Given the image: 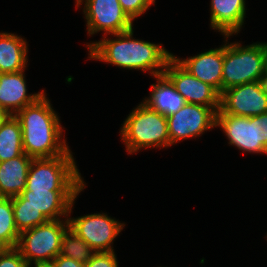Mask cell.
Returning a JSON list of instances; mask_svg holds the SVG:
<instances>
[{"instance_id": "cell-29", "label": "cell", "mask_w": 267, "mask_h": 267, "mask_svg": "<svg viewBox=\"0 0 267 267\" xmlns=\"http://www.w3.org/2000/svg\"><path fill=\"white\" fill-rule=\"evenodd\" d=\"M34 266L35 267H56L53 260L34 263Z\"/></svg>"}, {"instance_id": "cell-2", "label": "cell", "mask_w": 267, "mask_h": 267, "mask_svg": "<svg viewBox=\"0 0 267 267\" xmlns=\"http://www.w3.org/2000/svg\"><path fill=\"white\" fill-rule=\"evenodd\" d=\"M22 129L23 150L33 159L64 155L69 146L62 140L63 127L44 92L34 103L15 114Z\"/></svg>"}, {"instance_id": "cell-1", "label": "cell", "mask_w": 267, "mask_h": 267, "mask_svg": "<svg viewBox=\"0 0 267 267\" xmlns=\"http://www.w3.org/2000/svg\"><path fill=\"white\" fill-rule=\"evenodd\" d=\"M133 28L129 31L111 34L116 37L87 43L89 57L120 68L149 71L152 76L163 74L173 54L162 45L133 39Z\"/></svg>"}, {"instance_id": "cell-16", "label": "cell", "mask_w": 267, "mask_h": 267, "mask_svg": "<svg viewBox=\"0 0 267 267\" xmlns=\"http://www.w3.org/2000/svg\"><path fill=\"white\" fill-rule=\"evenodd\" d=\"M210 25L223 36L240 32L246 15L245 0H211Z\"/></svg>"}, {"instance_id": "cell-3", "label": "cell", "mask_w": 267, "mask_h": 267, "mask_svg": "<svg viewBox=\"0 0 267 267\" xmlns=\"http://www.w3.org/2000/svg\"><path fill=\"white\" fill-rule=\"evenodd\" d=\"M121 140L129 154L141 148H161L171 146L167 117L141 102L121 124Z\"/></svg>"}, {"instance_id": "cell-30", "label": "cell", "mask_w": 267, "mask_h": 267, "mask_svg": "<svg viewBox=\"0 0 267 267\" xmlns=\"http://www.w3.org/2000/svg\"><path fill=\"white\" fill-rule=\"evenodd\" d=\"M262 81L267 88V43H266V55H265V60H264V76H263Z\"/></svg>"}, {"instance_id": "cell-20", "label": "cell", "mask_w": 267, "mask_h": 267, "mask_svg": "<svg viewBox=\"0 0 267 267\" xmlns=\"http://www.w3.org/2000/svg\"><path fill=\"white\" fill-rule=\"evenodd\" d=\"M22 129L15 115H8L0 125V162L23 155Z\"/></svg>"}, {"instance_id": "cell-18", "label": "cell", "mask_w": 267, "mask_h": 267, "mask_svg": "<svg viewBox=\"0 0 267 267\" xmlns=\"http://www.w3.org/2000/svg\"><path fill=\"white\" fill-rule=\"evenodd\" d=\"M155 78L157 82L151 85L150 96L145 98L143 103L168 117L178 112L186 104V101L164 74L156 75Z\"/></svg>"}, {"instance_id": "cell-5", "label": "cell", "mask_w": 267, "mask_h": 267, "mask_svg": "<svg viewBox=\"0 0 267 267\" xmlns=\"http://www.w3.org/2000/svg\"><path fill=\"white\" fill-rule=\"evenodd\" d=\"M224 38L222 91L237 85L262 81L266 42L243 46L239 42L226 43L228 37Z\"/></svg>"}, {"instance_id": "cell-31", "label": "cell", "mask_w": 267, "mask_h": 267, "mask_svg": "<svg viewBox=\"0 0 267 267\" xmlns=\"http://www.w3.org/2000/svg\"><path fill=\"white\" fill-rule=\"evenodd\" d=\"M8 114L0 107V125L7 118Z\"/></svg>"}, {"instance_id": "cell-27", "label": "cell", "mask_w": 267, "mask_h": 267, "mask_svg": "<svg viewBox=\"0 0 267 267\" xmlns=\"http://www.w3.org/2000/svg\"><path fill=\"white\" fill-rule=\"evenodd\" d=\"M53 261L56 267H86L85 263L78 262L60 254Z\"/></svg>"}, {"instance_id": "cell-24", "label": "cell", "mask_w": 267, "mask_h": 267, "mask_svg": "<svg viewBox=\"0 0 267 267\" xmlns=\"http://www.w3.org/2000/svg\"><path fill=\"white\" fill-rule=\"evenodd\" d=\"M126 14L134 21L144 14L155 0H118Z\"/></svg>"}, {"instance_id": "cell-12", "label": "cell", "mask_w": 267, "mask_h": 267, "mask_svg": "<svg viewBox=\"0 0 267 267\" xmlns=\"http://www.w3.org/2000/svg\"><path fill=\"white\" fill-rule=\"evenodd\" d=\"M226 134L229 144L249 153L267 154V149L260 142L259 118L241 117L231 114L216 113V127Z\"/></svg>"}, {"instance_id": "cell-26", "label": "cell", "mask_w": 267, "mask_h": 267, "mask_svg": "<svg viewBox=\"0 0 267 267\" xmlns=\"http://www.w3.org/2000/svg\"><path fill=\"white\" fill-rule=\"evenodd\" d=\"M86 267H118L115 252H95Z\"/></svg>"}, {"instance_id": "cell-14", "label": "cell", "mask_w": 267, "mask_h": 267, "mask_svg": "<svg viewBox=\"0 0 267 267\" xmlns=\"http://www.w3.org/2000/svg\"><path fill=\"white\" fill-rule=\"evenodd\" d=\"M173 57L191 75L222 92L224 45L183 60L175 55Z\"/></svg>"}, {"instance_id": "cell-4", "label": "cell", "mask_w": 267, "mask_h": 267, "mask_svg": "<svg viewBox=\"0 0 267 267\" xmlns=\"http://www.w3.org/2000/svg\"><path fill=\"white\" fill-rule=\"evenodd\" d=\"M85 186L69 149L57 157L33 159L24 190H84Z\"/></svg>"}, {"instance_id": "cell-9", "label": "cell", "mask_w": 267, "mask_h": 267, "mask_svg": "<svg viewBox=\"0 0 267 267\" xmlns=\"http://www.w3.org/2000/svg\"><path fill=\"white\" fill-rule=\"evenodd\" d=\"M219 114L253 117L267 113V88L256 81L228 88L220 93Z\"/></svg>"}, {"instance_id": "cell-21", "label": "cell", "mask_w": 267, "mask_h": 267, "mask_svg": "<svg viewBox=\"0 0 267 267\" xmlns=\"http://www.w3.org/2000/svg\"><path fill=\"white\" fill-rule=\"evenodd\" d=\"M12 207L15 225L19 233L48 221L40 210L26 203V199L21 194L12 197Z\"/></svg>"}, {"instance_id": "cell-28", "label": "cell", "mask_w": 267, "mask_h": 267, "mask_svg": "<svg viewBox=\"0 0 267 267\" xmlns=\"http://www.w3.org/2000/svg\"><path fill=\"white\" fill-rule=\"evenodd\" d=\"M259 118L260 142L267 149V113L257 116Z\"/></svg>"}, {"instance_id": "cell-8", "label": "cell", "mask_w": 267, "mask_h": 267, "mask_svg": "<svg viewBox=\"0 0 267 267\" xmlns=\"http://www.w3.org/2000/svg\"><path fill=\"white\" fill-rule=\"evenodd\" d=\"M68 223L69 228L95 252H114L113 241L125 226L124 223L105 213L87 214L77 218L68 217Z\"/></svg>"}, {"instance_id": "cell-13", "label": "cell", "mask_w": 267, "mask_h": 267, "mask_svg": "<svg viewBox=\"0 0 267 267\" xmlns=\"http://www.w3.org/2000/svg\"><path fill=\"white\" fill-rule=\"evenodd\" d=\"M82 190H23L21 195L48 219L69 217L72 207Z\"/></svg>"}, {"instance_id": "cell-19", "label": "cell", "mask_w": 267, "mask_h": 267, "mask_svg": "<svg viewBox=\"0 0 267 267\" xmlns=\"http://www.w3.org/2000/svg\"><path fill=\"white\" fill-rule=\"evenodd\" d=\"M28 45L14 33L0 32V73H14L26 69Z\"/></svg>"}, {"instance_id": "cell-15", "label": "cell", "mask_w": 267, "mask_h": 267, "mask_svg": "<svg viewBox=\"0 0 267 267\" xmlns=\"http://www.w3.org/2000/svg\"><path fill=\"white\" fill-rule=\"evenodd\" d=\"M25 70L14 73H0V107L8 114L15 115L27 105L34 103L45 90L27 94Z\"/></svg>"}, {"instance_id": "cell-11", "label": "cell", "mask_w": 267, "mask_h": 267, "mask_svg": "<svg viewBox=\"0 0 267 267\" xmlns=\"http://www.w3.org/2000/svg\"><path fill=\"white\" fill-rule=\"evenodd\" d=\"M163 74L172 82L186 103L200 104L219 110L220 93L211 85L191 75L174 57L168 61Z\"/></svg>"}, {"instance_id": "cell-22", "label": "cell", "mask_w": 267, "mask_h": 267, "mask_svg": "<svg viewBox=\"0 0 267 267\" xmlns=\"http://www.w3.org/2000/svg\"><path fill=\"white\" fill-rule=\"evenodd\" d=\"M19 235L14 221L12 198L0 197V248L16 247Z\"/></svg>"}, {"instance_id": "cell-6", "label": "cell", "mask_w": 267, "mask_h": 267, "mask_svg": "<svg viewBox=\"0 0 267 267\" xmlns=\"http://www.w3.org/2000/svg\"><path fill=\"white\" fill-rule=\"evenodd\" d=\"M68 227V217L48 220L21 232L16 248L29 267L32 262L52 261L60 254L62 236Z\"/></svg>"}, {"instance_id": "cell-23", "label": "cell", "mask_w": 267, "mask_h": 267, "mask_svg": "<svg viewBox=\"0 0 267 267\" xmlns=\"http://www.w3.org/2000/svg\"><path fill=\"white\" fill-rule=\"evenodd\" d=\"M95 251L69 227L61 240L60 255L72 258L81 263H87Z\"/></svg>"}, {"instance_id": "cell-17", "label": "cell", "mask_w": 267, "mask_h": 267, "mask_svg": "<svg viewBox=\"0 0 267 267\" xmlns=\"http://www.w3.org/2000/svg\"><path fill=\"white\" fill-rule=\"evenodd\" d=\"M32 160L24 153L0 162V197L12 198L22 193Z\"/></svg>"}, {"instance_id": "cell-7", "label": "cell", "mask_w": 267, "mask_h": 267, "mask_svg": "<svg viewBox=\"0 0 267 267\" xmlns=\"http://www.w3.org/2000/svg\"><path fill=\"white\" fill-rule=\"evenodd\" d=\"M88 35L104 31L117 34L133 28V20L126 14L118 0H76V7L83 4Z\"/></svg>"}, {"instance_id": "cell-10", "label": "cell", "mask_w": 267, "mask_h": 267, "mask_svg": "<svg viewBox=\"0 0 267 267\" xmlns=\"http://www.w3.org/2000/svg\"><path fill=\"white\" fill-rule=\"evenodd\" d=\"M216 113L212 107L186 103L178 112L167 117L171 145L183 139L198 137L216 127Z\"/></svg>"}, {"instance_id": "cell-25", "label": "cell", "mask_w": 267, "mask_h": 267, "mask_svg": "<svg viewBox=\"0 0 267 267\" xmlns=\"http://www.w3.org/2000/svg\"><path fill=\"white\" fill-rule=\"evenodd\" d=\"M0 267H29L19 250L14 248L0 249Z\"/></svg>"}]
</instances>
